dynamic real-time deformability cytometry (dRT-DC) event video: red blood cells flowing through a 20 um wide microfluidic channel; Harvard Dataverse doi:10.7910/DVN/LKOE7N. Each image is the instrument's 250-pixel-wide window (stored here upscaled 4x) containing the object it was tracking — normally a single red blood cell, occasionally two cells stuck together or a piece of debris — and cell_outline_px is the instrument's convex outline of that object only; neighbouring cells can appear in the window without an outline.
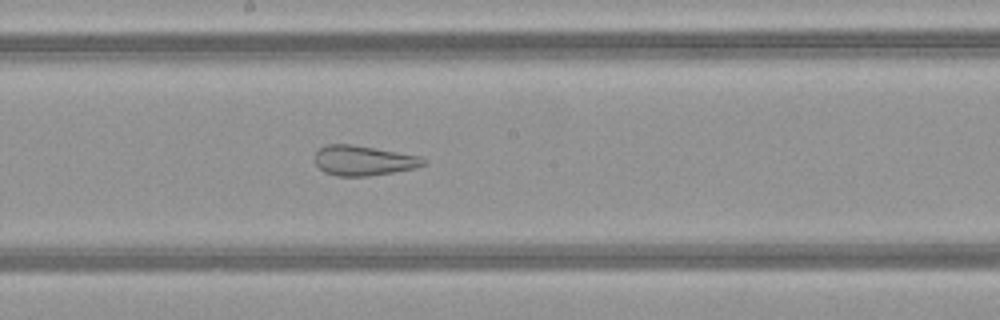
{"species": "common noctule bat (a hibernating species)", "species_latin": "Nyctalus noctula", "temperature_condition": "warm", "stored_images_in_passage": 45, "camera_frame_rate_fps": 3000, "um_per_image_px": 0.085, "animal": {"sex": "female", "body_mass_g": 21.9}, "frame": {"image": 1, "passage_image": 21, "time_ms": 6.667, "image_size_px": [1000, 320], "cell_outline_px": [[428, 164], [416, 168], [368, 176], [336, 176], [324, 172], [316, 164], [316, 152], [324, 144], [352, 144], [420, 156], [428, 160]], "centroid_in_image_um": [30.93, 13.64], "position_along_channel_um": 217.3, "area_um2": 19.02}}
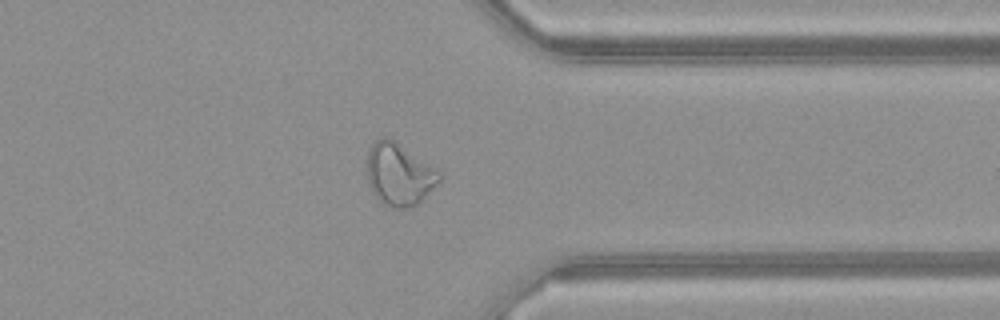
{"frame": {"image": 2, "passage_image": 33, "time_ms": 10.667, "image_size_px": [1000, 320], "cell_outline_px": [[444, 176], [420, 204], [408, 208], [392, 208], [384, 204], [372, 192], [364, 172], [368, 148], [376, 140], [384, 136], [388, 136], [396, 140], [436, 168]], "centroid_in_image_um": [33.91, 14.8], "position_along_channel_um": 377.5, "area_um2": 27.17}}
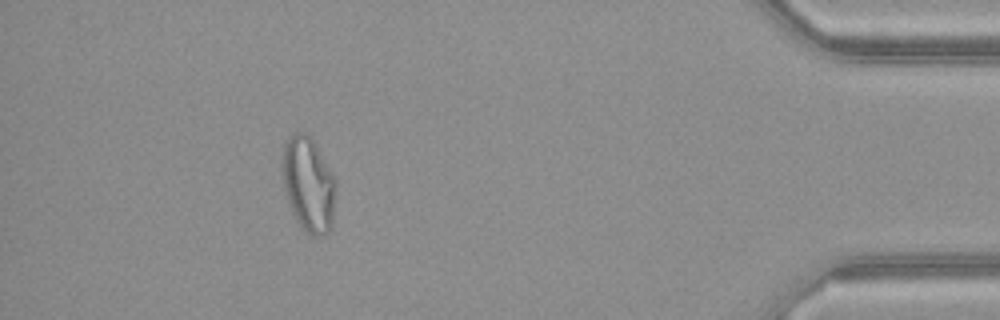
{"frame": {"image": 3, "passage_image": 39, "time_ms": 12.667, "image_size_px": [1000, 320], "cell_outline_px": [[336, 188], [332, 228], [324, 236], [312, 236], [304, 232], [296, 220], [288, 204], [284, 188], [280, 168], [284, 144], [288, 136], [292, 132], [304, 132], [316, 144], [336, 180]], "centroid_in_image_um": [26.2, 15.68], "position_along_channel_um": 409.0, "area_um2": 30.29}}